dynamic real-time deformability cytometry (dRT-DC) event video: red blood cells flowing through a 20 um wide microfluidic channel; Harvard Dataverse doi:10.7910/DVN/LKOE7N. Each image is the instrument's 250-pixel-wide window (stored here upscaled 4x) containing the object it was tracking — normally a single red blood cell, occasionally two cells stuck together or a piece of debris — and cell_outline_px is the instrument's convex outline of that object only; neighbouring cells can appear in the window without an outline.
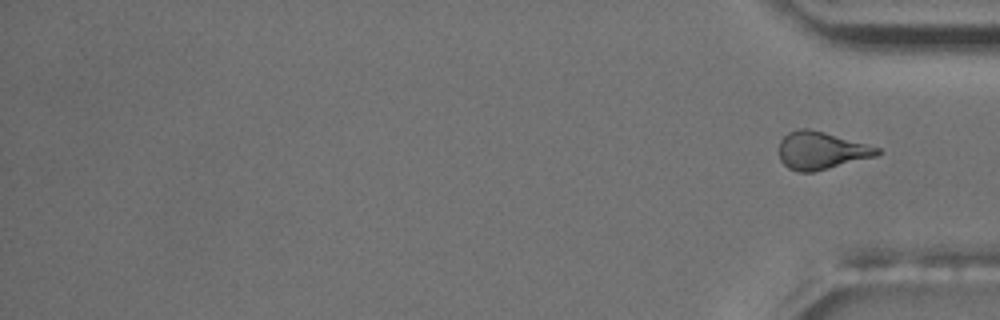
{"species": "common noctule bat (a hibernating species)", "species_latin": "Nyctalus noctula", "temperature_condition": "room temperature", "stored_images_in_passage": 16, "camera_frame_rate_fps": 3000, "um_per_image_px": 0.085, "animal": {"sex": "male", "body_mass_g": 17.5, "forearm_length_mm": 52.3}, "frame": {"image": 1, "passage_image": 16, "time_ms": 18.0, "image_size_px": [1000, 320], "cell_outline_px": [[880, 152], [876, 156], [812, 172], [800, 172], [788, 168], [780, 160], [780, 140], [788, 132], [800, 128], [808, 128], [824, 132], [868, 144], [880, 148]], "centroid_in_image_um": [69.79, 12.78], "position_along_channel_um": 365.4, "area_um2": 21.33}, "authors_computed_cell_mechanics": {"area_um2": 21.4438, "velocity_mm_per_s": 3.5438, "shape_relaxation_time_tau1_ms": 6.4113, "shape_relaxation_time_tau2_ms": 0.8165, "deformation_change_tau1": 0.1303, "deformation_change_tau2": 0.0321}}